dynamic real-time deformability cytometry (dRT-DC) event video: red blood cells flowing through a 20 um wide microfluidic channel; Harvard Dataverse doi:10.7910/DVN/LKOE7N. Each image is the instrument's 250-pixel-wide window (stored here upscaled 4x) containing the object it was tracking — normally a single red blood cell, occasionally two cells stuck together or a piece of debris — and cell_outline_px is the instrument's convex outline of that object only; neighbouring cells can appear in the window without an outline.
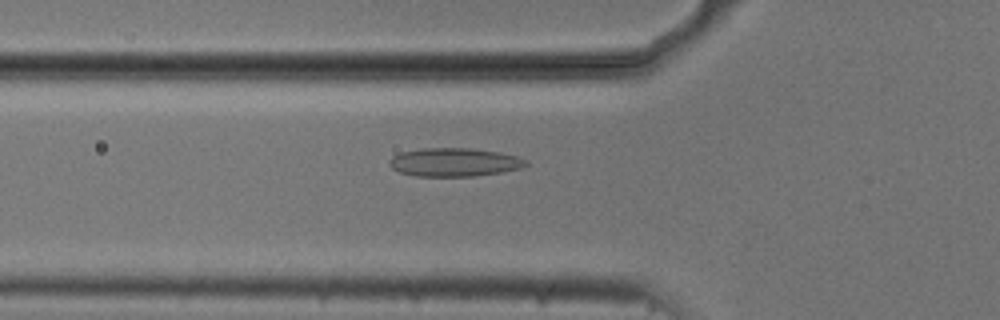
{"species": "common noctule bat (a hibernating species)", "species_latin": "Nyctalus noctula", "temperature_condition": "cold", "stored_images_in_passage": 54, "camera_frame_rate_fps": 3000, "um_per_image_px": 0.085, "animal": {"sex": "male", "body_mass_g": 20.5, "forearm_length_mm": 52.5}, "frame": {"image": 1, "passage_image": 19, "time_ms": 6.0, "image_size_px": [1000, 320], "cell_outline_px": [[528, 164], [520, 168], [500, 172], [472, 176], [416, 176], [400, 172], [392, 168], [388, 164], [388, 160], [392, 156], [400, 152], [420, 148], [468, 148], [500, 152], [516, 156], [528, 160]], "centroid_in_image_um": [38.58, 13.78], "position_along_channel_um": 87.2, "area_um2": 22.66}}
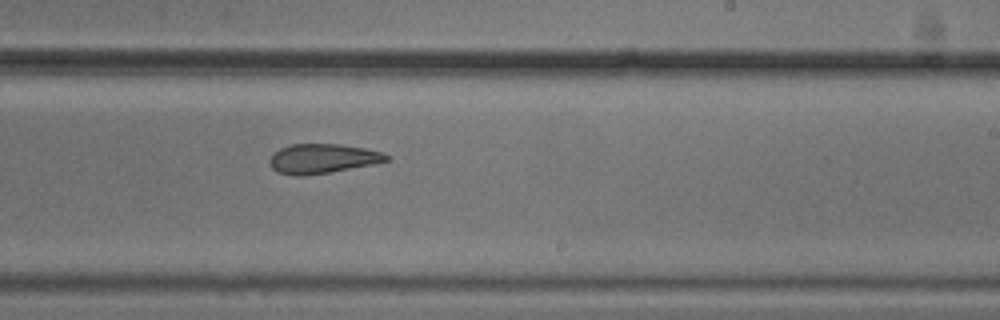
{"frame": {"image": 2, "passage_image": 33, "time_ms": 10.667, "image_size_px": [1000, 320], "cell_outline_px": [[388, 160], [372, 164], [328, 172], [304, 176], [292, 176], [276, 172], [272, 168], [268, 160], [272, 152], [280, 148], [292, 144], [340, 144], [364, 148], [384, 152], [388, 156]], "centroid_in_image_um": [27.34, 13.48], "position_along_channel_um": 261.7, "area_um2": 20.11}}
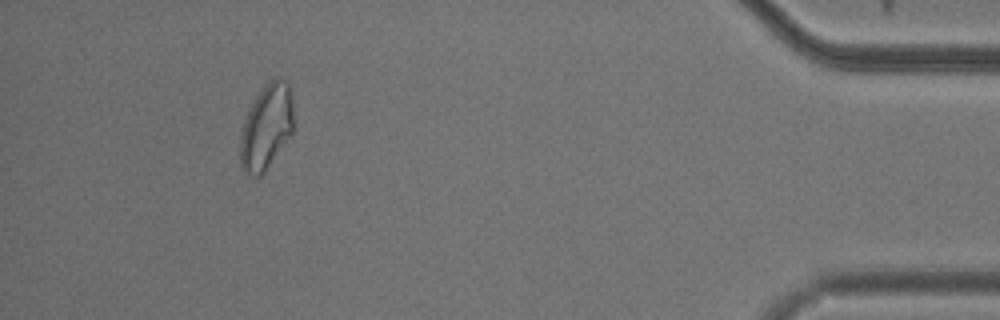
{"frame": {"image": 3, "passage_image": 50, "time_ms": 16.333, "image_size_px": [1000, 320], "cell_outline_px": [[292, 136], [264, 172], [260, 176], [248, 176], [240, 168], [240, 136], [244, 120], [256, 96], [264, 84], [268, 80], [276, 76], [280, 76], [288, 84], [292, 96]], "centroid_in_image_um": [22.64, 10.8], "position_along_channel_um": 412.6, "area_um2": 26.82}, "authors_computed_cell_mechanics": {"area_um2": 23.0333, "velocity_mm_per_s": 3.7259, "shape_relaxation_time_tau1_ms": null, "shape_relaxation_time_tau2_ms": 2.649, "deformation_change_tau1": null, "deformation_change_tau2": 0.0919}}